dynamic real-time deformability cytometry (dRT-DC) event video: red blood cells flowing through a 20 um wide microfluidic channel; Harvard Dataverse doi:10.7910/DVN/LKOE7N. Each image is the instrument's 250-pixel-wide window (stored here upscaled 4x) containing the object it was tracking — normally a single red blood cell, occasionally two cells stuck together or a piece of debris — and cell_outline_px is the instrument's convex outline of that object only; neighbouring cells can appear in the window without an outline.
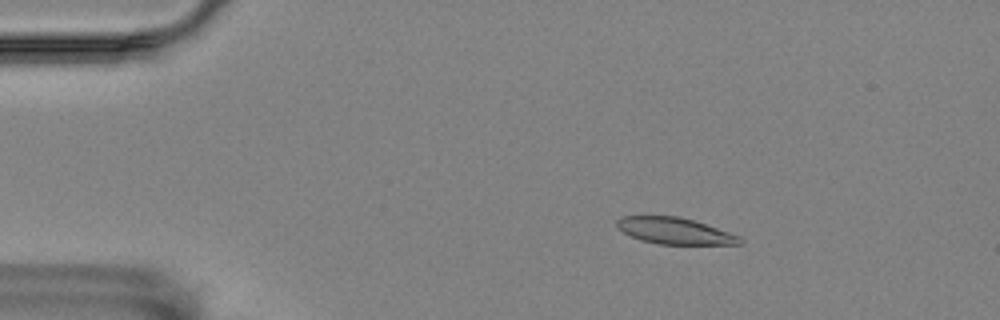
{"species": "Egyptian fruit bat (a non-hibernating species)", "species_latin": "Rousettus aegyptiacus", "temperature_condition": "room temperature", "stored_images_in_passage": 57, "camera_frame_rate_fps": 3000, "um_per_image_px": 0.085, "animal": {"sex": "female"}, "frame": {"image": 1, "passage_image": 9, "time_ms": 2.667, "image_size_px": [1000, 320], "cell_outline_px": [[744, 244], [660, 244], [640, 240], [624, 232], [616, 224], [616, 220], [620, 216], [680, 216], [740, 236], [744, 240]], "centroid_in_image_um": [57.35, 19.62], "position_along_channel_um": 27.6, "area_um2": 18.73}}
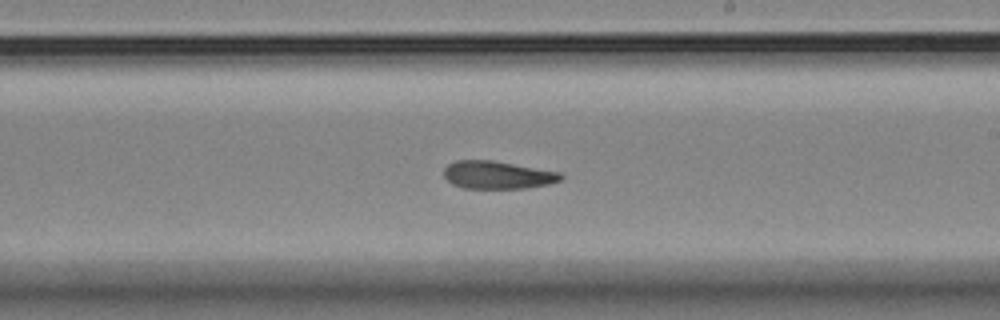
{"frame": {"image": 2, "passage_image": 33, "time_ms": 10.667, "image_size_px": [1000, 320], "cell_outline_px": [[564, 176], [560, 180], [548, 184], [528, 188], [464, 188], [452, 184], [444, 176], [444, 168], [448, 164], [456, 160], [492, 160], [560, 172]], "centroid_in_image_um": [42.28, 14.87], "position_along_channel_um": 246.7, "area_um2": 18.9}}
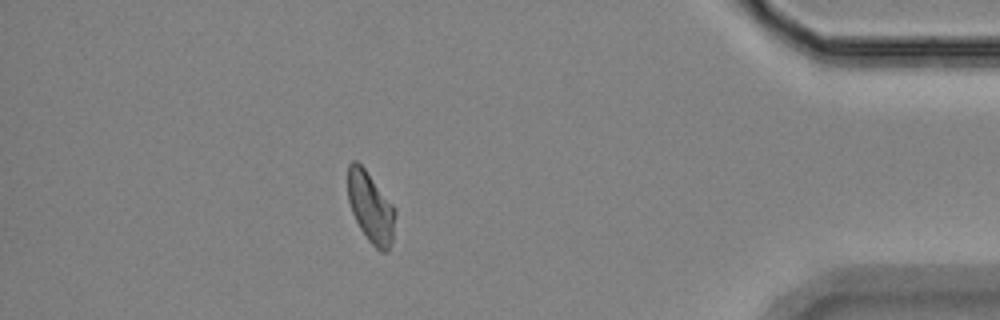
{"frame": {"image": 3, "passage_image": 50, "time_ms": 16.333, "image_size_px": [1000, 320], "cell_outline_px": [[396, 216], [392, 240], [388, 252], [380, 252], [368, 240], [360, 228], [352, 212], [348, 200], [348, 164], [352, 160], [356, 160], [364, 168], [396, 208]], "centroid_in_image_um": [31.52, 17.64], "position_along_channel_um": 403.7, "area_um2": 19.54}, "authors_computed_cell_mechanics": {"area_um2": 19.5364, "velocity_mm_per_s": 3.4917, "shape_relaxation_time_tau1_ms": 10.8995, "shape_relaxation_time_tau2_ms": 6.3801, "deformation_change_tau1": 0.202, "deformation_change_tau2": 0.1329}}